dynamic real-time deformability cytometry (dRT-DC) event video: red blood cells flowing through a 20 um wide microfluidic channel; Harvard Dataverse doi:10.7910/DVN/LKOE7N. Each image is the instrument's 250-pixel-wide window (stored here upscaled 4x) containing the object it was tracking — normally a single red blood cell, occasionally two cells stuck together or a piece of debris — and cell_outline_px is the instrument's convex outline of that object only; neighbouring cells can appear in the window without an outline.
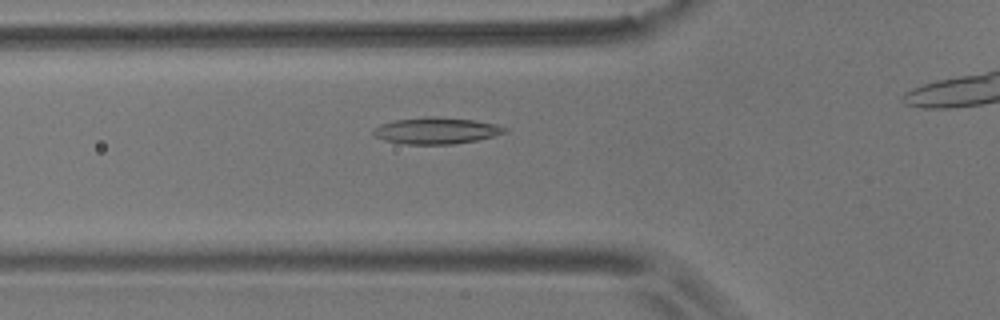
{"species": "common noctule bat (a hibernating species)", "species_latin": "Nyctalus noctula", "temperature_condition": "room temperature", "stored_images_in_passage": 32, "camera_frame_rate_fps": 3000, "um_per_image_px": 0.085, "animal": {"sex": "male", "body_mass_g": 17.9}, "frame": {"image": 1, "passage_image": 11, "time_ms": 3.333, "image_size_px": [1000, 320], "cell_outline_px": [[508, 132], [476, 140], [452, 144], [404, 144], [384, 140], [376, 136], [372, 132], [372, 128], [380, 124], [396, 120], [424, 116], [432, 116], [476, 120], [496, 124], [508, 128]], "centroid_in_image_um": [37.08, 11.1], "position_along_channel_um": 88.7, "area_um2": 20.35}}
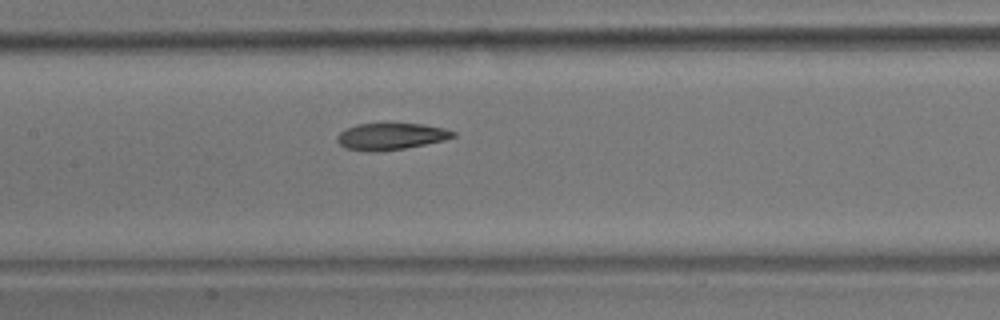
{"frame": {"image": 2, "passage_image": 18, "time_ms": 5.667, "image_size_px": [1000, 320], "cell_outline_px": [[456, 136], [444, 140], [404, 148], [376, 152], [368, 152], [344, 148], [336, 140], [336, 136], [340, 132], [356, 124], [424, 124], [444, 128], [456, 132]], "centroid_in_image_um": [33.2, 11.6], "position_along_channel_um": 174.2, "area_um2": 17.98}}
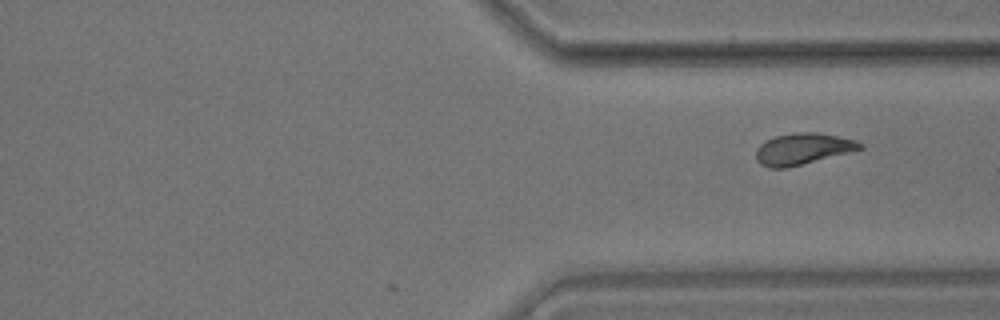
{"frame": {"image": 3, "passage_image": 32, "time_ms": 10.333, "image_size_px": [1000, 320], "cell_outline_px": [[864, 148], [784, 168], [772, 168], [760, 164], [756, 160], [756, 148], [764, 140], [776, 136], [796, 132], [816, 132], [856, 140], [864, 144]], "centroid_in_image_um": [68.2, 12.64], "position_along_channel_um": 343.2, "area_um2": 18.73}}